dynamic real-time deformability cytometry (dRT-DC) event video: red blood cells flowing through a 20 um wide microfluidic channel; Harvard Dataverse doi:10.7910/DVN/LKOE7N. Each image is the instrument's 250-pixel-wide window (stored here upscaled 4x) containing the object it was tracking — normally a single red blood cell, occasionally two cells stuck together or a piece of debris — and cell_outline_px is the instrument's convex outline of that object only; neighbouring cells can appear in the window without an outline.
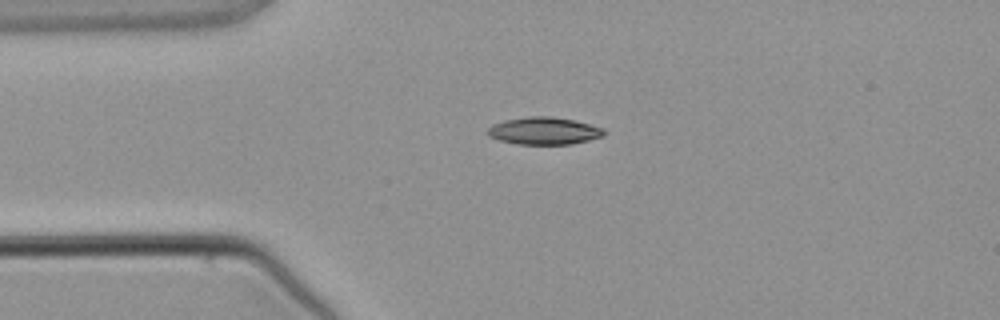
{"species": "common noctule bat (a hibernating species)", "species_latin": "Nyctalus noctula", "temperature_condition": "warm", "stored_images_in_passage": 2, "camera_frame_rate_fps": 3000, "um_per_image_px": 0.085, "animal": {"sex": "male", "body_mass_g": 21.5, "forearm_length_mm": 52.0}, "frame": {"image": 1, "passage_image": 1, "time_ms": 0.0, "image_size_px": [1000, 320], "cell_outline_px": [[604, 136], [572, 144], [516, 144], [500, 140], [488, 136], [484, 132], [492, 124], [504, 120], [528, 116], [552, 116], [572, 120], [604, 128]], "centroid_in_image_um": [46.19, 11.12], "position_along_channel_um": 38.8, "area_um2": 18.61}}